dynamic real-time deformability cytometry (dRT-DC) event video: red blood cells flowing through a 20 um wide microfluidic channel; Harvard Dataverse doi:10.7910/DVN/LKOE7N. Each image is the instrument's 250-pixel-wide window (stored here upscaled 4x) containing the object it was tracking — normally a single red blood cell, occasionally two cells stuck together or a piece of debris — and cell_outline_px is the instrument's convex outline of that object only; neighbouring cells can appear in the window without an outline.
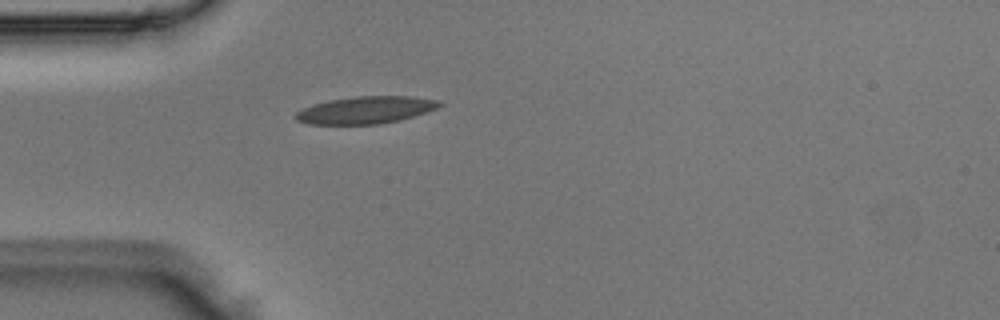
{"species": "Egyptian fruit bat (a non-hibernating species)", "species_latin": "Rousettus aegyptiacus", "temperature_condition": "room temperature", "stored_images_in_passage": 37, "camera_frame_rate_fps": 3000, "um_per_image_px": 0.085, "animal": {"sex": "male"}, "frame": {"image": 1, "passage_image": 1, "time_ms": 0.0, "image_size_px": [1000, 320], "cell_outline_px": [[444, 104], [436, 108], [400, 120], [380, 124], [308, 124], [296, 120], [296, 112], [300, 108], [312, 104], [328, 100], [356, 96], [412, 96], [440, 100]], "centroid_in_image_um": [31.06, 9.34], "position_along_channel_um": 53.9, "area_um2": 22.89}}
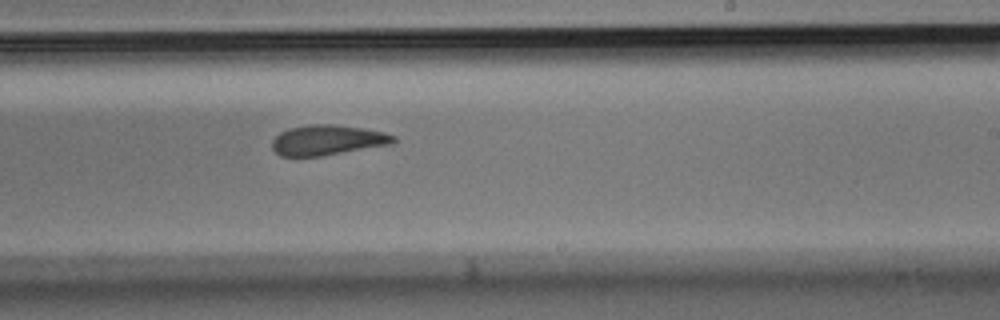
{"frame": {"image": 2, "passage_image": 17, "time_ms": 5.333, "image_size_px": [1000, 320], "cell_outline_px": [[396, 140], [392, 144], [320, 156], [280, 156], [272, 148], [272, 140], [280, 132], [288, 128], [312, 124], [332, 124], [360, 128], [384, 132], [396, 136]], "centroid_in_image_um": [27.82, 11.9], "position_along_channel_um": 261.2, "area_um2": 21.21}}
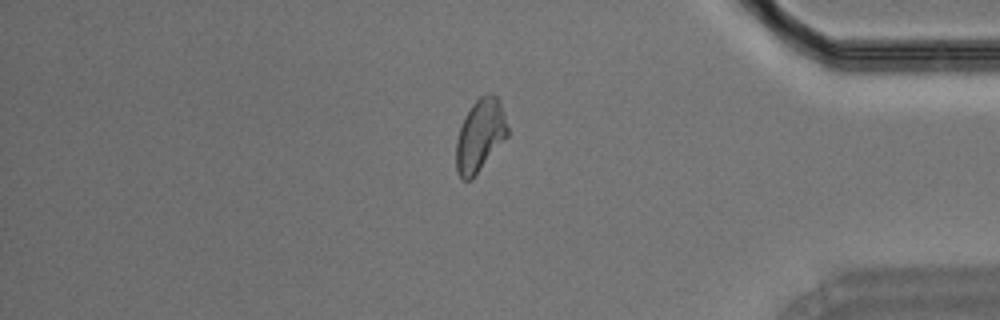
{"frame": {"image": 3, "passage_image": 29, "time_ms": 9.333, "image_size_px": [1000, 320], "cell_outline_px": [[508, 136], [472, 180], [460, 180], [456, 172], [456, 140], [460, 128], [472, 104], [480, 96], [488, 92], [492, 92], [496, 96], [500, 104], [508, 128]], "centroid_in_image_um": [40.79, 11.55], "position_along_channel_um": 394.4, "area_um2": 21.68}}